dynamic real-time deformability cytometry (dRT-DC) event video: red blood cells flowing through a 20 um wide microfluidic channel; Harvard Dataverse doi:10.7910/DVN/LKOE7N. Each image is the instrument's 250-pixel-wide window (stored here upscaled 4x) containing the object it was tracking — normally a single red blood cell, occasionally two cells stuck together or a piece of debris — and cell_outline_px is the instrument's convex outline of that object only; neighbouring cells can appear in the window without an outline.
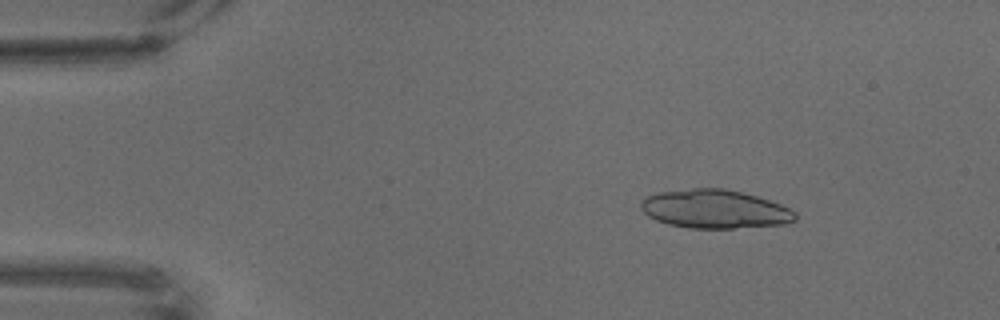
{"species": "common noctule bat (a hibernating species)", "species_latin": "Nyctalus noctula", "temperature_condition": "warm", "stored_images_in_passage": 17, "camera_frame_rate_fps": 3000, "um_per_image_px": 0.085, "animal": {"sex": "male", "body_mass_g": 18.8}, "frame": {"image": 1, "passage_image": 1, "time_ms": 0.0, "image_size_px": [1000, 320], "cell_outline_px": [[796, 220], [784, 224], [732, 228], [688, 228], [668, 224], [656, 220], [648, 216], [640, 208], [640, 200], [644, 196], [656, 192], [692, 188], [724, 188], [756, 196], [780, 204], [796, 212]], "centroid_in_image_um": [60.7, 17.76], "position_along_channel_um": 24.3, "area_um2": 34.85}}